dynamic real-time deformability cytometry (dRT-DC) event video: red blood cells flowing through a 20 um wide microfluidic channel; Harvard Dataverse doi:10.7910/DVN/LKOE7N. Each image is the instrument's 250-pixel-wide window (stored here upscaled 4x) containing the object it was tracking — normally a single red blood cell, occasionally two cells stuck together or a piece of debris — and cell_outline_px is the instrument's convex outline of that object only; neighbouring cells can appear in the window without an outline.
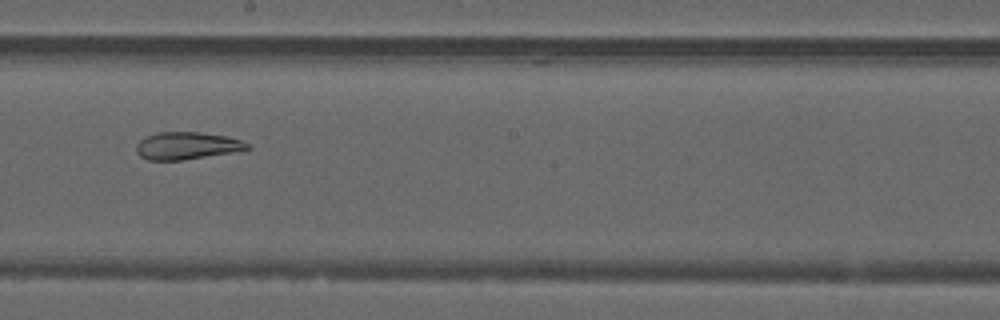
{"species": "common noctule bat (a hibernating species)", "species_latin": "Nyctalus noctula", "temperature_condition": "warm", "stored_images_in_passage": 51, "segment_of_instrument_passage": [2, 2], "camera_frame_rate_fps": 3000, "um_per_image_px": 0.085, "animal": {"sex": "male", "forearm_length_mm": 52.5}, "frame": {"image": 1, "passage_image": 29, "time_ms": 9.333, "image_size_px": [1000, 320], "cell_outline_px": [[252, 148], [184, 160], [148, 160], [140, 156], [136, 152], [136, 144], [144, 136], [156, 132], [200, 132], [228, 136], [240, 140], [248, 144]], "centroid_in_image_um": [15.83, 12.37], "position_along_channel_um": 232.4, "area_um2": 17.69}}
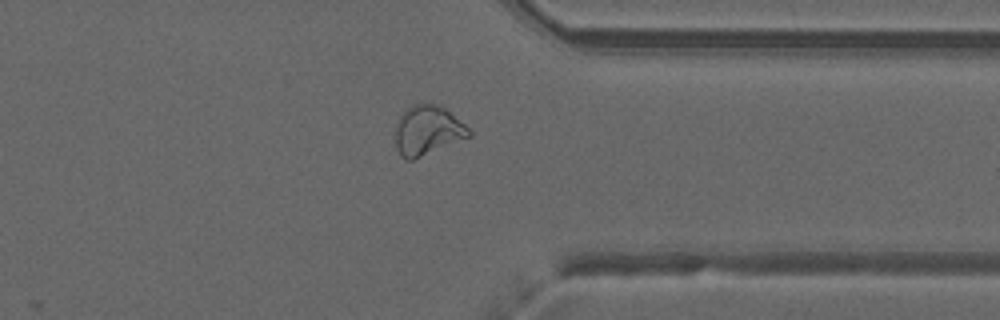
{"frame": {"image": 2, "passage_image": 40, "time_ms": 13.0, "image_size_px": [1000, 320], "cell_outline_px": [[472, 136], [412, 160], [404, 160], [400, 156], [396, 148], [396, 124], [400, 116], [412, 104], [436, 104], [444, 108], [464, 124], [472, 132]], "centroid_in_image_um": [36.33, 11.11], "position_along_channel_um": 375.1, "area_um2": 21.04}}
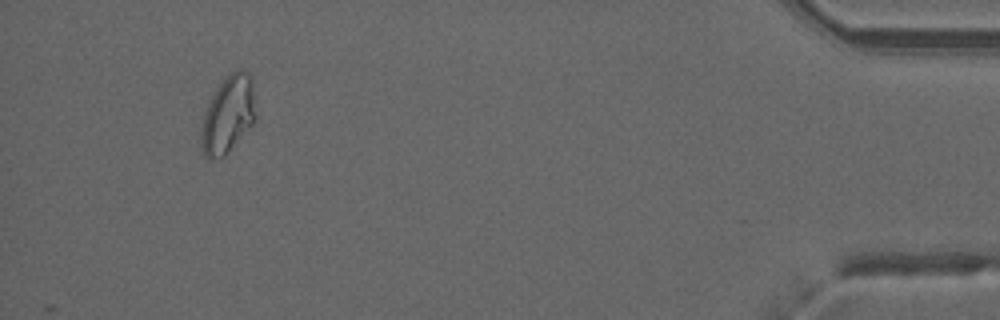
{"frame": {"image": 3, "passage_image": 48, "time_ms": 15.667, "image_size_px": [1000, 320], "cell_outline_px": [[256, 120], [224, 156], [208, 160], [204, 156], [200, 140], [200, 132], [204, 112], [212, 96], [228, 72], [236, 68], [240, 68], [248, 72], [252, 76], [256, 116]], "centroid_in_image_um": [19.39, 9.7], "position_along_channel_um": 415.8, "area_um2": 24.8}}